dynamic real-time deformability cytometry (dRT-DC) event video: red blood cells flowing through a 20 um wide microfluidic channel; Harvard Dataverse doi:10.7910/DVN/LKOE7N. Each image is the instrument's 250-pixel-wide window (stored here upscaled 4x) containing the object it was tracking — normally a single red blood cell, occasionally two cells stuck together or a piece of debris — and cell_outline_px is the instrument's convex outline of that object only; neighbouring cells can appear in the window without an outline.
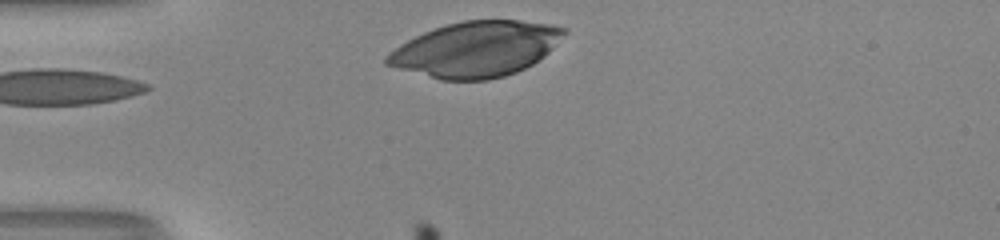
{"species": "human", "species_latin": "Homo sapiens", "temperature_condition": "room temperature", "stored_images_in_passage": 28, "camera_frame_rate_fps": 3000, "um_per_image_px": 0.085, "donor": {"sex": "male"}, "frame": {"image": 1, "passage_image": 1, "time_ms": 0.0, "image_size_px": [1000, 240], "cell_outline_px": [[568, 32], [544, 56], [532, 64], [516, 72], [504, 76], [488, 80], [440, 80], [384, 64], [384, 56], [388, 52], [400, 44], [424, 32], [448, 24], [464, 20], [520, 20], [552, 24], [568, 28]], "centroid_in_image_um": [40.46, 4.18], "position_along_channel_um": 44.5, "area_um2": 57.11}}